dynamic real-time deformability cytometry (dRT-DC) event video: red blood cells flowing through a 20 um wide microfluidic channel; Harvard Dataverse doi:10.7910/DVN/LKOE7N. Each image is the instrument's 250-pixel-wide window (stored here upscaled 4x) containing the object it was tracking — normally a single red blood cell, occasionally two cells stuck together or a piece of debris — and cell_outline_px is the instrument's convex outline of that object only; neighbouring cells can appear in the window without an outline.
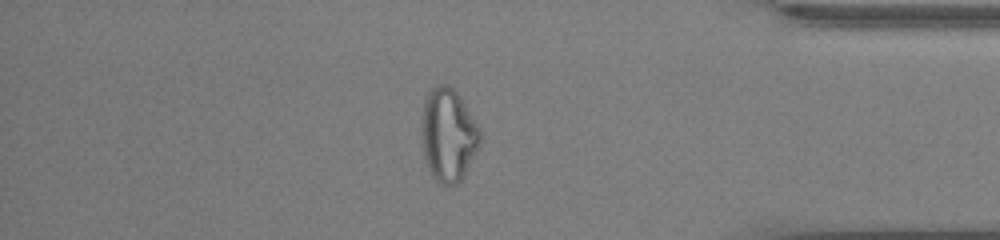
{"species": "common noctule bat (a hibernating species)", "species_latin": "Nyctalus noctula", "temperature_condition": "cold", "stored_images_in_passage": 58, "camera_frame_rate_fps": 3000, "um_per_image_px": 0.085, "animal": {"sex": "male", "body_mass_g": 13.0, "forearm_length_mm": 53.1}, "frame": {"image": 1, "passage_image": 50, "time_ms": 16.333, "image_size_px": [1000, 240], "cell_outline_px": [[480, 144], [464, 176], [456, 184], [440, 184], [428, 172], [424, 156], [420, 136], [420, 120], [424, 96], [436, 84], [448, 84], [460, 96], [480, 128]], "centroid_in_image_um": [38.05, 11.45], "position_along_channel_um": 397.1, "area_um2": 32.37}}